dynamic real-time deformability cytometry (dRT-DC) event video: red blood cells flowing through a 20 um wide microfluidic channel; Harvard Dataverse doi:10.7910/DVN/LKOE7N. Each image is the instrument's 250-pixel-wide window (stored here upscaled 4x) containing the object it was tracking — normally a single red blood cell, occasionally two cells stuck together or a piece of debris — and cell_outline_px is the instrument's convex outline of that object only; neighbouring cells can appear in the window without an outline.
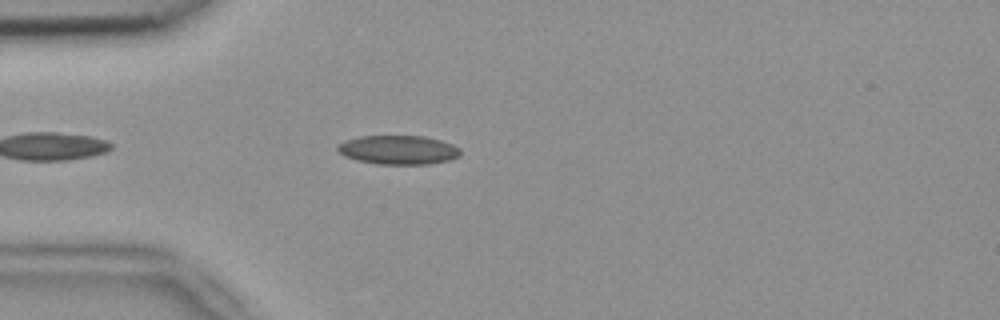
{"species": "common noctule bat (a hibernating species)", "species_latin": "Nyctalus noctula", "temperature_condition": "room temperature", "stored_images_in_passage": 29, "camera_frame_rate_fps": 3000, "um_per_image_px": 0.085, "animal": {"sex": "female", "body_mass_g": 18.4}, "frame": {"image": 1, "passage_image": 5, "time_ms": 1.333, "image_size_px": [1000, 320], "cell_outline_px": [[460, 156], [448, 160], [428, 164], [376, 164], [356, 160], [344, 156], [336, 148], [336, 144], [344, 140], [360, 136], [424, 136], [440, 140], [452, 144], [460, 148]], "centroid_in_image_um": [33.82, 12.74], "position_along_channel_um": 51.2, "area_um2": 20.87}}
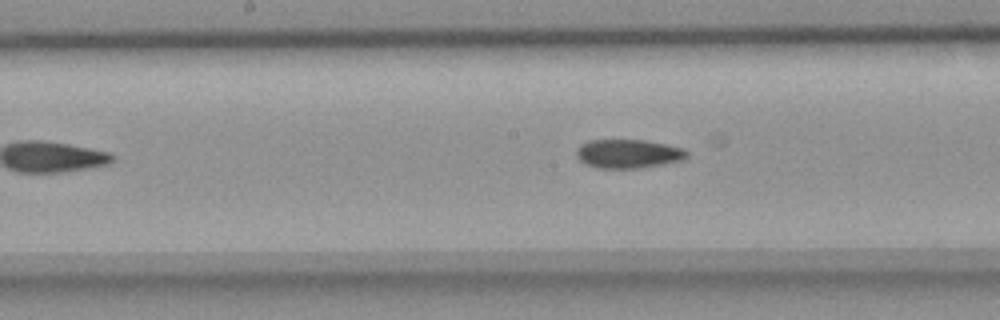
{"frame": {"image": 2, "passage_image": 14, "time_ms": 4.333, "image_size_px": [1000, 320], "cell_outline_px": [[688, 156], [680, 160], [640, 168], [600, 168], [584, 164], [576, 156], [576, 148], [580, 144], [588, 140], [644, 140], [684, 148], [688, 152]], "centroid_in_image_um": [53.35, 13.06], "position_along_channel_um": 194.9, "area_um2": 18.5}}
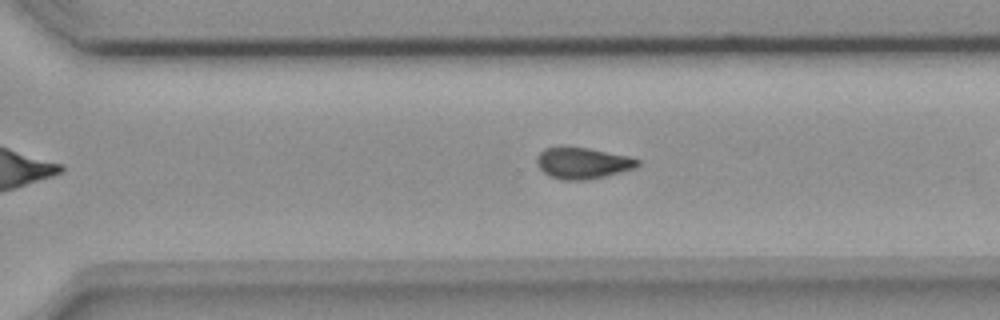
{"frame": {"image": 3, "passage_image": 24, "time_ms": 7.667, "image_size_px": [1000, 320], "cell_outline_px": [[640, 164], [636, 168], [588, 180], [564, 180], [548, 176], [536, 164], [536, 156], [544, 148], [556, 144], [564, 144], [588, 148], [628, 156], [640, 160]], "centroid_in_image_um": [49.46, 13.82], "position_along_channel_um": 321.1, "area_um2": 18.96}}